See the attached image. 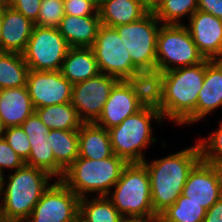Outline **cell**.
Here are the masks:
<instances>
[{"mask_svg":"<svg viewBox=\"0 0 222 222\" xmlns=\"http://www.w3.org/2000/svg\"><path fill=\"white\" fill-rule=\"evenodd\" d=\"M201 159L200 145L197 142L150 163L143 162L150 177L152 205L157 217L176 202L183 192L189 173Z\"/></svg>","mask_w":222,"mask_h":222,"instance_id":"cell-1","label":"cell"},{"mask_svg":"<svg viewBox=\"0 0 222 222\" xmlns=\"http://www.w3.org/2000/svg\"><path fill=\"white\" fill-rule=\"evenodd\" d=\"M52 178L54 177L46 171L27 164L9 174L7 182L5 175L1 176L2 221L25 222L43 193L52 184L49 182Z\"/></svg>","mask_w":222,"mask_h":222,"instance_id":"cell-2","label":"cell"},{"mask_svg":"<svg viewBox=\"0 0 222 222\" xmlns=\"http://www.w3.org/2000/svg\"><path fill=\"white\" fill-rule=\"evenodd\" d=\"M161 114L179 125L196 123V105L205 76V60L163 72Z\"/></svg>","mask_w":222,"mask_h":222,"instance_id":"cell-3","label":"cell"},{"mask_svg":"<svg viewBox=\"0 0 222 222\" xmlns=\"http://www.w3.org/2000/svg\"><path fill=\"white\" fill-rule=\"evenodd\" d=\"M127 164L115 154L99 160L78 157L64 171L60 180L79 198L86 197L90 193L106 196L120 179Z\"/></svg>","mask_w":222,"mask_h":222,"instance_id":"cell-4","label":"cell"},{"mask_svg":"<svg viewBox=\"0 0 222 222\" xmlns=\"http://www.w3.org/2000/svg\"><path fill=\"white\" fill-rule=\"evenodd\" d=\"M112 189L106 197L125 219L158 218L152 205L150 177L143 162L128 163Z\"/></svg>","mask_w":222,"mask_h":222,"instance_id":"cell-5","label":"cell"},{"mask_svg":"<svg viewBox=\"0 0 222 222\" xmlns=\"http://www.w3.org/2000/svg\"><path fill=\"white\" fill-rule=\"evenodd\" d=\"M151 120L159 123L164 121L160 111L142 108L125 118L118 126L109 129L113 153L127 163L144 162L143 150L156 141L152 137Z\"/></svg>","mask_w":222,"mask_h":222,"instance_id":"cell-6","label":"cell"},{"mask_svg":"<svg viewBox=\"0 0 222 222\" xmlns=\"http://www.w3.org/2000/svg\"><path fill=\"white\" fill-rule=\"evenodd\" d=\"M186 25H161L156 44V69L166 72L180 67L194 66L205 60Z\"/></svg>","mask_w":222,"mask_h":222,"instance_id":"cell-7","label":"cell"},{"mask_svg":"<svg viewBox=\"0 0 222 222\" xmlns=\"http://www.w3.org/2000/svg\"><path fill=\"white\" fill-rule=\"evenodd\" d=\"M161 22L153 12L130 24L114 27L139 70L156 69V44Z\"/></svg>","mask_w":222,"mask_h":222,"instance_id":"cell-8","label":"cell"},{"mask_svg":"<svg viewBox=\"0 0 222 222\" xmlns=\"http://www.w3.org/2000/svg\"><path fill=\"white\" fill-rule=\"evenodd\" d=\"M69 49L58 28L34 25L22 55L30 70L57 71L61 70Z\"/></svg>","mask_w":222,"mask_h":222,"instance_id":"cell-9","label":"cell"},{"mask_svg":"<svg viewBox=\"0 0 222 222\" xmlns=\"http://www.w3.org/2000/svg\"><path fill=\"white\" fill-rule=\"evenodd\" d=\"M91 48L100 73L126 80L139 71L115 28L101 25Z\"/></svg>","mask_w":222,"mask_h":222,"instance_id":"cell-10","label":"cell"},{"mask_svg":"<svg viewBox=\"0 0 222 222\" xmlns=\"http://www.w3.org/2000/svg\"><path fill=\"white\" fill-rule=\"evenodd\" d=\"M80 198L61 180L43 193L25 222H73L79 216Z\"/></svg>","mask_w":222,"mask_h":222,"instance_id":"cell-11","label":"cell"},{"mask_svg":"<svg viewBox=\"0 0 222 222\" xmlns=\"http://www.w3.org/2000/svg\"><path fill=\"white\" fill-rule=\"evenodd\" d=\"M118 81L113 76L99 73L93 78L73 84L71 104L84 123L98 119L111 89Z\"/></svg>","mask_w":222,"mask_h":222,"instance_id":"cell-12","label":"cell"},{"mask_svg":"<svg viewBox=\"0 0 222 222\" xmlns=\"http://www.w3.org/2000/svg\"><path fill=\"white\" fill-rule=\"evenodd\" d=\"M26 88L35 109L69 103L73 92V84L62 75L61 70H30Z\"/></svg>","mask_w":222,"mask_h":222,"instance_id":"cell-13","label":"cell"},{"mask_svg":"<svg viewBox=\"0 0 222 222\" xmlns=\"http://www.w3.org/2000/svg\"><path fill=\"white\" fill-rule=\"evenodd\" d=\"M182 195L208 210L222 197V168L201 159L189 173Z\"/></svg>","mask_w":222,"mask_h":222,"instance_id":"cell-14","label":"cell"},{"mask_svg":"<svg viewBox=\"0 0 222 222\" xmlns=\"http://www.w3.org/2000/svg\"><path fill=\"white\" fill-rule=\"evenodd\" d=\"M186 28L205 59L222 60V19L197 10Z\"/></svg>","mask_w":222,"mask_h":222,"instance_id":"cell-15","label":"cell"},{"mask_svg":"<svg viewBox=\"0 0 222 222\" xmlns=\"http://www.w3.org/2000/svg\"><path fill=\"white\" fill-rule=\"evenodd\" d=\"M142 108L128 83L119 80L111 89L102 113L94 123L109 130Z\"/></svg>","mask_w":222,"mask_h":222,"instance_id":"cell-16","label":"cell"},{"mask_svg":"<svg viewBox=\"0 0 222 222\" xmlns=\"http://www.w3.org/2000/svg\"><path fill=\"white\" fill-rule=\"evenodd\" d=\"M34 23L23 14L3 4V21L1 26L2 52L23 53L27 47Z\"/></svg>","mask_w":222,"mask_h":222,"instance_id":"cell-17","label":"cell"},{"mask_svg":"<svg viewBox=\"0 0 222 222\" xmlns=\"http://www.w3.org/2000/svg\"><path fill=\"white\" fill-rule=\"evenodd\" d=\"M222 107V60L205 59V76L196 105V122Z\"/></svg>","mask_w":222,"mask_h":222,"instance_id":"cell-18","label":"cell"},{"mask_svg":"<svg viewBox=\"0 0 222 222\" xmlns=\"http://www.w3.org/2000/svg\"><path fill=\"white\" fill-rule=\"evenodd\" d=\"M163 79V72L153 69L139 70L125 81L143 108H151L161 112Z\"/></svg>","mask_w":222,"mask_h":222,"instance_id":"cell-19","label":"cell"},{"mask_svg":"<svg viewBox=\"0 0 222 222\" xmlns=\"http://www.w3.org/2000/svg\"><path fill=\"white\" fill-rule=\"evenodd\" d=\"M34 113L26 86L0 90V117L5 128L20 126Z\"/></svg>","mask_w":222,"mask_h":222,"instance_id":"cell-20","label":"cell"},{"mask_svg":"<svg viewBox=\"0 0 222 222\" xmlns=\"http://www.w3.org/2000/svg\"><path fill=\"white\" fill-rule=\"evenodd\" d=\"M101 25L99 15L79 17L65 14L58 30L70 47H91Z\"/></svg>","mask_w":222,"mask_h":222,"instance_id":"cell-21","label":"cell"},{"mask_svg":"<svg viewBox=\"0 0 222 222\" xmlns=\"http://www.w3.org/2000/svg\"><path fill=\"white\" fill-rule=\"evenodd\" d=\"M148 12L141 0H104L98 5L101 24L112 28L137 21Z\"/></svg>","mask_w":222,"mask_h":222,"instance_id":"cell-22","label":"cell"},{"mask_svg":"<svg viewBox=\"0 0 222 222\" xmlns=\"http://www.w3.org/2000/svg\"><path fill=\"white\" fill-rule=\"evenodd\" d=\"M79 157L99 160L113 156L107 129L92 123H83L78 130Z\"/></svg>","mask_w":222,"mask_h":222,"instance_id":"cell-23","label":"cell"},{"mask_svg":"<svg viewBox=\"0 0 222 222\" xmlns=\"http://www.w3.org/2000/svg\"><path fill=\"white\" fill-rule=\"evenodd\" d=\"M72 84L97 76L100 71L91 47H70L61 68Z\"/></svg>","mask_w":222,"mask_h":222,"instance_id":"cell-24","label":"cell"},{"mask_svg":"<svg viewBox=\"0 0 222 222\" xmlns=\"http://www.w3.org/2000/svg\"><path fill=\"white\" fill-rule=\"evenodd\" d=\"M35 113L50 130H79L84 123L71 102L37 108Z\"/></svg>","mask_w":222,"mask_h":222,"instance_id":"cell-25","label":"cell"},{"mask_svg":"<svg viewBox=\"0 0 222 222\" xmlns=\"http://www.w3.org/2000/svg\"><path fill=\"white\" fill-rule=\"evenodd\" d=\"M55 161L66 170L79 157L78 130H50L47 134Z\"/></svg>","mask_w":222,"mask_h":222,"instance_id":"cell-26","label":"cell"},{"mask_svg":"<svg viewBox=\"0 0 222 222\" xmlns=\"http://www.w3.org/2000/svg\"><path fill=\"white\" fill-rule=\"evenodd\" d=\"M30 69L21 53H0V90L26 86Z\"/></svg>","mask_w":222,"mask_h":222,"instance_id":"cell-27","label":"cell"},{"mask_svg":"<svg viewBox=\"0 0 222 222\" xmlns=\"http://www.w3.org/2000/svg\"><path fill=\"white\" fill-rule=\"evenodd\" d=\"M79 217L84 222H123L125 220L106 196L80 198Z\"/></svg>","mask_w":222,"mask_h":222,"instance_id":"cell-28","label":"cell"},{"mask_svg":"<svg viewBox=\"0 0 222 222\" xmlns=\"http://www.w3.org/2000/svg\"><path fill=\"white\" fill-rule=\"evenodd\" d=\"M206 212L201 204L181 194L158 219L160 222H203Z\"/></svg>","mask_w":222,"mask_h":222,"instance_id":"cell-29","label":"cell"},{"mask_svg":"<svg viewBox=\"0 0 222 222\" xmlns=\"http://www.w3.org/2000/svg\"><path fill=\"white\" fill-rule=\"evenodd\" d=\"M198 10V0H163L153 12L162 24H182L185 15L188 20Z\"/></svg>","mask_w":222,"mask_h":222,"instance_id":"cell-30","label":"cell"},{"mask_svg":"<svg viewBox=\"0 0 222 222\" xmlns=\"http://www.w3.org/2000/svg\"><path fill=\"white\" fill-rule=\"evenodd\" d=\"M30 144V155L25 164L44 170L56 180H60L65 170L55 161L49 143L39 142Z\"/></svg>","mask_w":222,"mask_h":222,"instance_id":"cell-31","label":"cell"},{"mask_svg":"<svg viewBox=\"0 0 222 222\" xmlns=\"http://www.w3.org/2000/svg\"><path fill=\"white\" fill-rule=\"evenodd\" d=\"M202 160L222 168V120L217 130L198 140Z\"/></svg>","mask_w":222,"mask_h":222,"instance_id":"cell-32","label":"cell"},{"mask_svg":"<svg viewBox=\"0 0 222 222\" xmlns=\"http://www.w3.org/2000/svg\"><path fill=\"white\" fill-rule=\"evenodd\" d=\"M64 15L63 0H42L38 20L34 25L58 28Z\"/></svg>","mask_w":222,"mask_h":222,"instance_id":"cell-33","label":"cell"},{"mask_svg":"<svg viewBox=\"0 0 222 222\" xmlns=\"http://www.w3.org/2000/svg\"><path fill=\"white\" fill-rule=\"evenodd\" d=\"M2 137L24 162L29 158L31 144L21 126L5 128Z\"/></svg>","mask_w":222,"mask_h":222,"instance_id":"cell-34","label":"cell"},{"mask_svg":"<svg viewBox=\"0 0 222 222\" xmlns=\"http://www.w3.org/2000/svg\"><path fill=\"white\" fill-rule=\"evenodd\" d=\"M30 143L47 142L48 128L36 113L29 116L21 125Z\"/></svg>","mask_w":222,"mask_h":222,"instance_id":"cell-35","label":"cell"},{"mask_svg":"<svg viewBox=\"0 0 222 222\" xmlns=\"http://www.w3.org/2000/svg\"><path fill=\"white\" fill-rule=\"evenodd\" d=\"M25 164L24 160L10 147L3 137H0V176L4 175L3 169L17 170Z\"/></svg>","mask_w":222,"mask_h":222,"instance_id":"cell-36","label":"cell"},{"mask_svg":"<svg viewBox=\"0 0 222 222\" xmlns=\"http://www.w3.org/2000/svg\"><path fill=\"white\" fill-rule=\"evenodd\" d=\"M64 14L74 16L99 15L98 4L93 0H63Z\"/></svg>","mask_w":222,"mask_h":222,"instance_id":"cell-37","label":"cell"},{"mask_svg":"<svg viewBox=\"0 0 222 222\" xmlns=\"http://www.w3.org/2000/svg\"><path fill=\"white\" fill-rule=\"evenodd\" d=\"M6 3L33 23L38 20L42 0H6Z\"/></svg>","mask_w":222,"mask_h":222,"instance_id":"cell-38","label":"cell"},{"mask_svg":"<svg viewBox=\"0 0 222 222\" xmlns=\"http://www.w3.org/2000/svg\"><path fill=\"white\" fill-rule=\"evenodd\" d=\"M198 10L222 19V0H198Z\"/></svg>","mask_w":222,"mask_h":222,"instance_id":"cell-39","label":"cell"},{"mask_svg":"<svg viewBox=\"0 0 222 222\" xmlns=\"http://www.w3.org/2000/svg\"><path fill=\"white\" fill-rule=\"evenodd\" d=\"M203 222H222V197L207 210Z\"/></svg>","mask_w":222,"mask_h":222,"instance_id":"cell-40","label":"cell"},{"mask_svg":"<svg viewBox=\"0 0 222 222\" xmlns=\"http://www.w3.org/2000/svg\"><path fill=\"white\" fill-rule=\"evenodd\" d=\"M143 6L149 11L154 12L159 5L163 2V0H141Z\"/></svg>","mask_w":222,"mask_h":222,"instance_id":"cell-41","label":"cell"},{"mask_svg":"<svg viewBox=\"0 0 222 222\" xmlns=\"http://www.w3.org/2000/svg\"><path fill=\"white\" fill-rule=\"evenodd\" d=\"M158 218H146V219H125L123 222H158Z\"/></svg>","mask_w":222,"mask_h":222,"instance_id":"cell-42","label":"cell"},{"mask_svg":"<svg viewBox=\"0 0 222 222\" xmlns=\"http://www.w3.org/2000/svg\"><path fill=\"white\" fill-rule=\"evenodd\" d=\"M3 21V5L0 7V31ZM2 52V42H1V34H0V53Z\"/></svg>","mask_w":222,"mask_h":222,"instance_id":"cell-43","label":"cell"},{"mask_svg":"<svg viewBox=\"0 0 222 222\" xmlns=\"http://www.w3.org/2000/svg\"><path fill=\"white\" fill-rule=\"evenodd\" d=\"M5 131V127L2 123L1 117H0V137L3 136V132Z\"/></svg>","mask_w":222,"mask_h":222,"instance_id":"cell-44","label":"cell"},{"mask_svg":"<svg viewBox=\"0 0 222 222\" xmlns=\"http://www.w3.org/2000/svg\"><path fill=\"white\" fill-rule=\"evenodd\" d=\"M73 222H84L79 216Z\"/></svg>","mask_w":222,"mask_h":222,"instance_id":"cell-45","label":"cell"},{"mask_svg":"<svg viewBox=\"0 0 222 222\" xmlns=\"http://www.w3.org/2000/svg\"><path fill=\"white\" fill-rule=\"evenodd\" d=\"M96 4L100 5L104 0H93Z\"/></svg>","mask_w":222,"mask_h":222,"instance_id":"cell-46","label":"cell"},{"mask_svg":"<svg viewBox=\"0 0 222 222\" xmlns=\"http://www.w3.org/2000/svg\"><path fill=\"white\" fill-rule=\"evenodd\" d=\"M6 2V0H0V7Z\"/></svg>","mask_w":222,"mask_h":222,"instance_id":"cell-47","label":"cell"},{"mask_svg":"<svg viewBox=\"0 0 222 222\" xmlns=\"http://www.w3.org/2000/svg\"><path fill=\"white\" fill-rule=\"evenodd\" d=\"M0 190H1V176H0ZM0 199H1V197H0Z\"/></svg>","mask_w":222,"mask_h":222,"instance_id":"cell-48","label":"cell"}]
</instances>
